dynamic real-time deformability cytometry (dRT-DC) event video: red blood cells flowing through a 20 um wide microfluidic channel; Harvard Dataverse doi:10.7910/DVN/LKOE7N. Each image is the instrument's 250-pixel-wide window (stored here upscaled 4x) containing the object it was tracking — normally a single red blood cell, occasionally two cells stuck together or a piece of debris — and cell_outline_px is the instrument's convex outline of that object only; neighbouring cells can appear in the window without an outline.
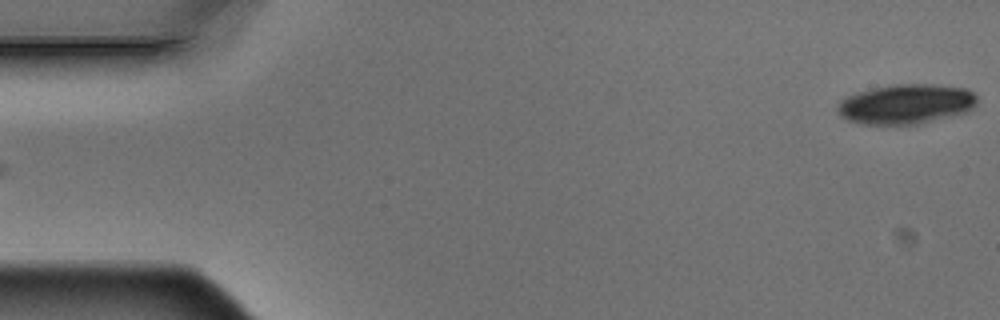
{"species": "Egyptian fruit bat (a non-hibernating species)", "species_latin": "Rousettus aegyptiacus", "temperature_condition": "warm", "stored_images_in_passage": 5, "camera_frame_rate_fps": 3000, "um_per_image_px": 0.085, "animal": {"sex": "male"}, "frame": {"image": 1, "passage_image": 5, "time_ms": 1.333, "image_size_px": [1000, 320], "cell_outline_px": [[976, 104], [968, 112], [920, 124], [860, 124], [848, 120], [840, 116], [836, 112], [836, 104], [840, 100], [856, 92], [892, 84], [932, 84], [964, 88], [972, 92], [976, 96]], "centroid_in_image_um": [76.98, 8.85], "position_along_channel_um": 8.0, "area_um2": 32.6}}